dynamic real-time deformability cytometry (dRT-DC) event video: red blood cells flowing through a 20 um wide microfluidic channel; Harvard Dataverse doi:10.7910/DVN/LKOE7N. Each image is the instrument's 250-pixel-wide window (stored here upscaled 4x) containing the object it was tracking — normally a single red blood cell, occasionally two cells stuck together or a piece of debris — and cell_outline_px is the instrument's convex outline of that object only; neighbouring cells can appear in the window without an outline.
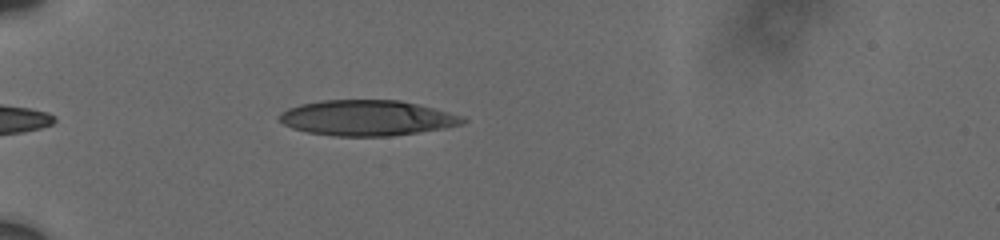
{"species": "human", "species_latin": "Homo sapiens", "temperature_condition": "cold", "stored_images_in_passage": 5, "camera_frame_rate_fps": 3000, "um_per_image_px": 0.085, "donor": {"sex": "male"}, "frame": {"image": 1, "passage_image": 2, "time_ms": 1.0, "image_size_px": [1000, 240], "cell_outline_px": [[468, 120], [464, 124], [444, 128], [420, 132], [392, 136], [336, 136], [308, 132], [292, 128], [284, 124], [276, 116], [280, 112], [288, 108], [300, 104], [320, 100], [400, 100], [464, 116]], "centroid_in_image_um": [31.19, 10.02], "position_along_channel_um": 53.8, "area_um2": 38.03}}
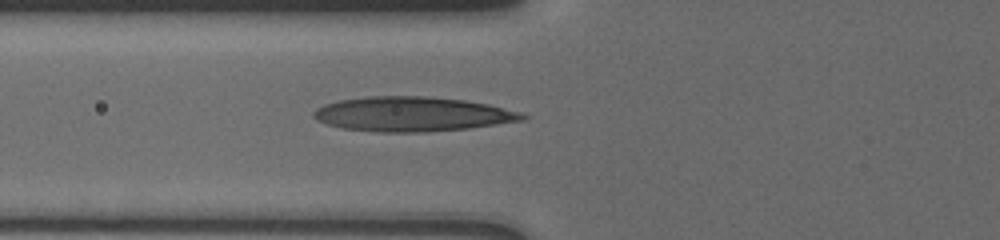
{"frame": {"image": 2, "passage_image": 4, "time_ms": 2.667, "image_size_px": [1000, 240], "cell_outline_px": [[528, 116], [524, 120], [468, 128], [424, 132], [380, 132], [344, 128], [328, 124], [316, 120], [312, 116], [312, 112], [316, 108], [324, 104], [340, 100], [368, 96], [424, 96], [464, 100], [488, 104], [520, 112]], "centroid_in_image_um": [35.02, 9.69], "position_along_channel_um": 90.8, "area_um2": 41.91}}